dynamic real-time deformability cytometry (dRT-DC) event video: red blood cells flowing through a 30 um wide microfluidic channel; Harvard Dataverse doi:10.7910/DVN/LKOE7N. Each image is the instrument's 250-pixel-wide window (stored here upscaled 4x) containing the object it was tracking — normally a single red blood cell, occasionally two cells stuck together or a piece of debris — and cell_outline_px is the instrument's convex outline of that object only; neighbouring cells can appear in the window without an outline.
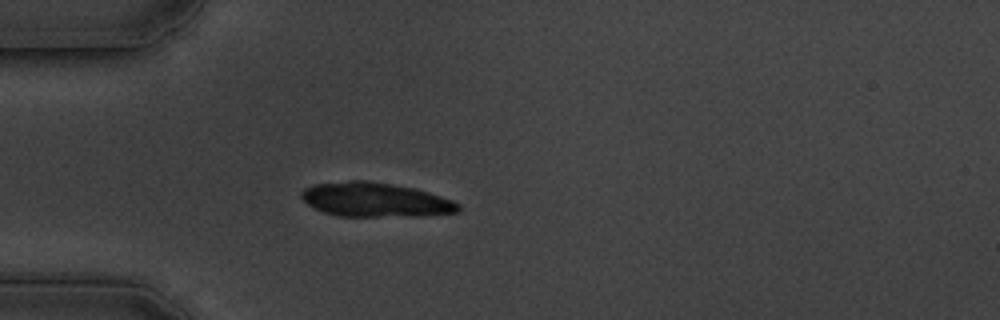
{"species": "common noctule bat (a hibernating species)", "species_latin": "Nyctalus noctula", "temperature_condition": "cold", "stored_images_in_passage": 43, "camera_frame_rate_fps": 3000, "um_per_image_px": 0.085, "animal": {"sex": "male", "body_mass_g": 19.5, "forearm_length_mm": 54.6}, "frame": {"image": 1, "passage_image": 1, "time_ms": 0.0, "image_size_px": [1000, 320], "cell_outline_px": [[460, 212], [424, 216], [336, 216], [324, 212], [308, 204], [300, 196], [300, 192], [304, 188], [312, 184], [348, 180], [368, 180], [416, 188], [452, 200], [460, 204]], "centroid_in_image_um": [31.9, 16.97], "position_along_channel_um": 53.1, "area_um2": 31.62}}
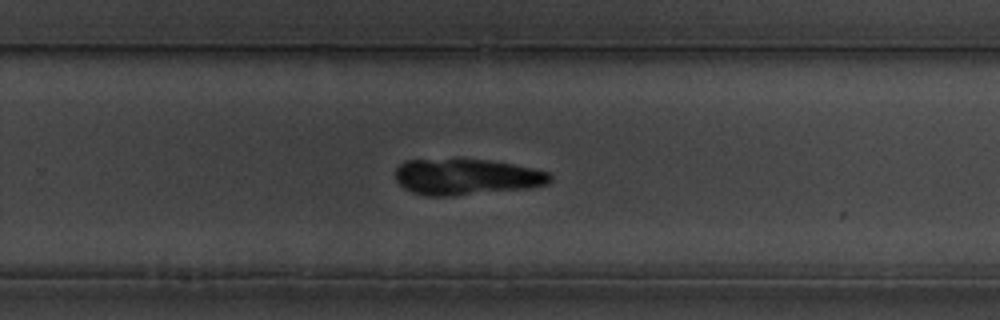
{"frame": {"image": 2, "passage_image": 23, "time_ms": 7.333, "image_size_px": [1000, 320], "cell_outline_px": [[552, 180], [548, 184], [532, 188], [452, 196], [428, 196], [412, 192], [404, 188], [396, 180], [396, 168], [404, 160], [492, 160], [532, 168], [548, 172], [552, 176]], "centroid_in_image_um": [39.68, 15.05], "position_along_channel_um": 290.1, "area_um2": 32.48}}